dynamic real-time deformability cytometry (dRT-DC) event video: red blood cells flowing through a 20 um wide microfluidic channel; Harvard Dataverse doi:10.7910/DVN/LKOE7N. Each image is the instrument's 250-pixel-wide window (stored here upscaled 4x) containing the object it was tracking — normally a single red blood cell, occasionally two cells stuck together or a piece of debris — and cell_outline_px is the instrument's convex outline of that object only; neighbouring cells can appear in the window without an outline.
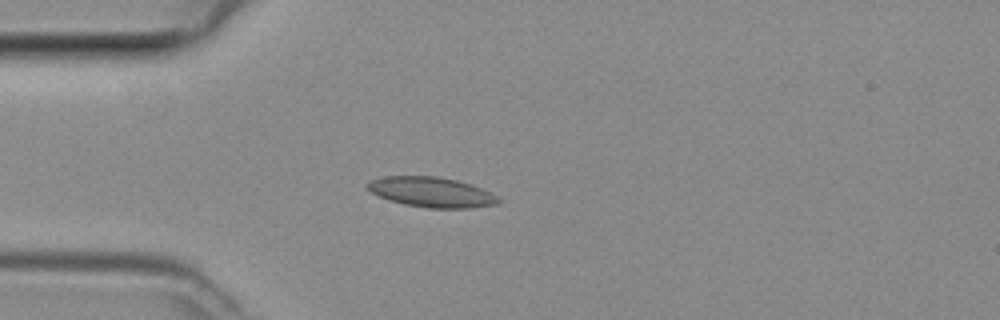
{"species": "common noctule bat (a hibernating species)", "species_latin": "Nyctalus noctula", "temperature_condition": "room temperature", "stored_images_in_passage": 45, "camera_frame_rate_fps": 3000, "um_per_image_px": 0.085, "animal": {"sex": "female", "body_mass_g": 29.2, "forearm_length_mm": 56.3}, "frame": {"image": 1, "passage_image": 10, "time_ms": 3.0, "image_size_px": [1000, 320], "cell_outline_px": [[500, 204], [468, 208], [428, 208], [404, 204], [380, 196], [372, 192], [364, 184], [368, 180], [384, 176], [436, 176], [456, 180], [472, 184], [496, 196], [500, 200]], "centroid_in_image_um": [36.66, 16.32], "position_along_channel_um": 48.3, "area_um2": 22.83}}
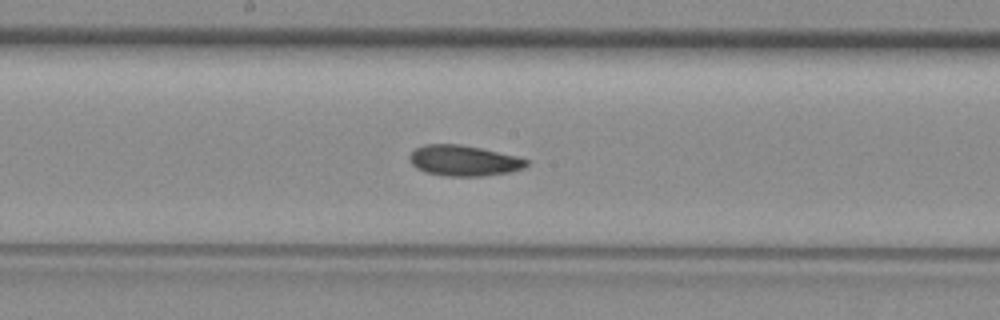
{"frame": {"image": 2, "passage_image": 22, "time_ms": 7.0, "image_size_px": [1000, 320], "cell_outline_px": [[528, 164], [524, 168], [512, 172], [484, 176], [448, 176], [424, 172], [416, 168], [408, 160], [408, 156], [416, 148], [424, 144], [460, 144], [480, 148], [516, 156], [528, 160]], "centroid_in_image_um": [39.4, 13.66], "position_along_channel_um": 208.8, "area_um2": 20.98}}
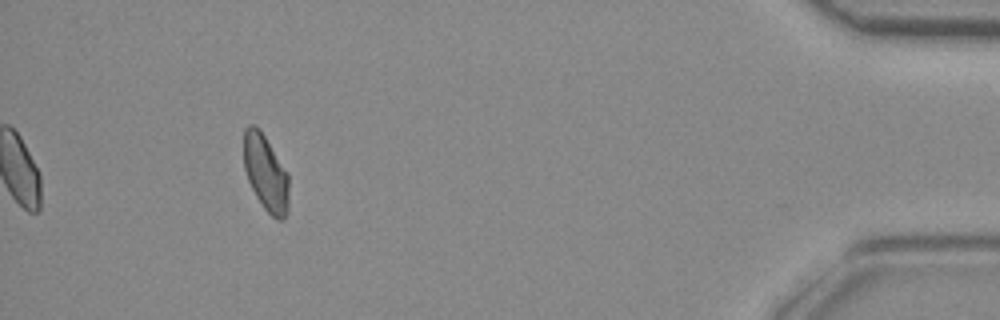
{"frame": {"image": 3, "passage_image": 41, "time_ms": 13.333, "image_size_px": [1000, 320], "cell_outline_px": [[288, 212], [284, 220], [276, 220], [264, 208], [256, 196], [248, 180], [244, 168], [244, 128], [248, 124], [256, 124], [260, 128], [288, 172]], "centroid_in_image_um": [22.59, 14.68], "position_along_channel_um": 412.6, "area_um2": 20.29}}